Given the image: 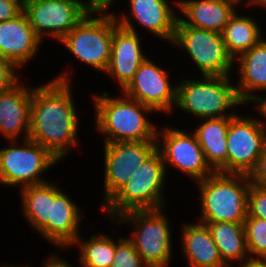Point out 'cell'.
Listing matches in <instances>:
<instances>
[{
  "label": "cell",
  "mask_w": 266,
  "mask_h": 267,
  "mask_svg": "<svg viewBox=\"0 0 266 267\" xmlns=\"http://www.w3.org/2000/svg\"><path fill=\"white\" fill-rule=\"evenodd\" d=\"M72 70L63 69L48 82L33 86L30 106L29 138L61 163L82 143L78 136L81 112L73 98Z\"/></svg>",
  "instance_id": "6da1fadb"
},
{
  "label": "cell",
  "mask_w": 266,
  "mask_h": 267,
  "mask_svg": "<svg viewBox=\"0 0 266 267\" xmlns=\"http://www.w3.org/2000/svg\"><path fill=\"white\" fill-rule=\"evenodd\" d=\"M120 92L117 96L107 90L92 94L93 128L101 133L102 143L156 140L158 122L154 124L150 117L157 113Z\"/></svg>",
  "instance_id": "7a4b0ae2"
},
{
  "label": "cell",
  "mask_w": 266,
  "mask_h": 267,
  "mask_svg": "<svg viewBox=\"0 0 266 267\" xmlns=\"http://www.w3.org/2000/svg\"><path fill=\"white\" fill-rule=\"evenodd\" d=\"M233 77H181L177 81L176 104L171 115L179 109L184 115H193L194 120L235 116L245 104L237 94Z\"/></svg>",
  "instance_id": "3957f363"
},
{
  "label": "cell",
  "mask_w": 266,
  "mask_h": 267,
  "mask_svg": "<svg viewBox=\"0 0 266 267\" xmlns=\"http://www.w3.org/2000/svg\"><path fill=\"white\" fill-rule=\"evenodd\" d=\"M251 185L247 174L214 172L196 182L201 223L232 222L244 224L248 215V193ZM200 197V198H199Z\"/></svg>",
  "instance_id": "277c9868"
},
{
  "label": "cell",
  "mask_w": 266,
  "mask_h": 267,
  "mask_svg": "<svg viewBox=\"0 0 266 267\" xmlns=\"http://www.w3.org/2000/svg\"><path fill=\"white\" fill-rule=\"evenodd\" d=\"M167 172L162 156L156 150L129 181L101 208L104 217L115 220L132 210H158L168 207L165 192ZM166 186V187H165ZM165 194V195H164Z\"/></svg>",
  "instance_id": "5b68a950"
},
{
  "label": "cell",
  "mask_w": 266,
  "mask_h": 267,
  "mask_svg": "<svg viewBox=\"0 0 266 267\" xmlns=\"http://www.w3.org/2000/svg\"><path fill=\"white\" fill-rule=\"evenodd\" d=\"M166 210H132L123 213L111 223L127 225L133 243L141 259L148 267H168L171 264L174 246L173 231ZM169 219V220H168Z\"/></svg>",
  "instance_id": "8992f818"
},
{
  "label": "cell",
  "mask_w": 266,
  "mask_h": 267,
  "mask_svg": "<svg viewBox=\"0 0 266 267\" xmlns=\"http://www.w3.org/2000/svg\"><path fill=\"white\" fill-rule=\"evenodd\" d=\"M114 14L89 12L59 43L95 71L105 73L111 57Z\"/></svg>",
  "instance_id": "52a82bcc"
},
{
  "label": "cell",
  "mask_w": 266,
  "mask_h": 267,
  "mask_svg": "<svg viewBox=\"0 0 266 267\" xmlns=\"http://www.w3.org/2000/svg\"><path fill=\"white\" fill-rule=\"evenodd\" d=\"M8 147L0 148V184L7 188L22 189L49 180L46 172L60 163L46 148L32 141H6Z\"/></svg>",
  "instance_id": "ba28073f"
},
{
  "label": "cell",
  "mask_w": 266,
  "mask_h": 267,
  "mask_svg": "<svg viewBox=\"0 0 266 267\" xmlns=\"http://www.w3.org/2000/svg\"><path fill=\"white\" fill-rule=\"evenodd\" d=\"M172 45L189 56L199 76H233L235 60L227 51L222 33L186 26L178 18Z\"/></svg>",
  "instance_id": "9c48e42d"
},
{
  "label": "cell",
  "mask_w": 266,
  "mask_h": 267,
  "mask_svg": "<svg viewBox=\"0 0 266 267\" xmlns=\"http://www.w3.org/2000/svg\"><path fill=\"white\" fill-rule=\"evenodd\" d=\"M161 127L157 131V150L162 156L167 175L170 174V168L176 169L195 183L215 172L206 162L204 152L191 130L189 132L185 131L186 128L179 129L166 124Z\"/></svg>",
  "instance_id": "30bf717a"
},
{
  "label": "cell",
  "mask_w": 266,
  "mask_h": 267,
  "mask_svg": "<svg viewBox=\"0 0 266 267\" xmlns=\"http://www.w3.org/2000/svg\"><path fill=\"white\" fill-rule=\"evenodd\" d=\"M101 208L129 181L157 150L156 140L103 143Z\"/></svg>",
  "instance_id": "8fae6325"
},
{
  "label": "cell",
  "mask_w": 266,
  "mask_h": 267,
  "mask_svg": "<svg viewBox=\"0 0 266 267\" xmlns=\"http://www.w3.org/2000/svg\"><path fill=\"white\" fill-rule=\"evenodd\" d=\"M24 12L43 42L58 43L89 13L83 0H24Z\"/></svg>",
  "instance_id": "7c38bea8"
},
{
  "label": "cell",
  "mask_w": 266,
  "mask_h": 267,
  "mask_svg": "<svg viewBox=\"0 0 266 267\" xmlns=\"http://www.w3.org/2000/svg\"><path fill=\"white\" fill-rule=\"evenodd\" d=\"M237 113L227 133V173L249 175L266 147V129L252 116Z\"/></svg>",
  "instance_id": "4fadbf2b"
},
{
  "label": "cell",
  "mask_w": 266,
  "mask_h": 267,
  "mask_svg": "<svg viewBox=\"0 0 266 267\" xmlns=\"http://www.w3.org/2000/svg\"><path fill=\"white\" fill-rule=\"evenodd\" d=\"M169 73L147 57L122 92L159 115L169 116L173 113L177 93V81L173 84Z\"/></svg>",
  "instance_id": "5bb4252c"
},
{
  "label": "cell",
  "mask_w": 266,
  "mask_h": 267,
  "mask_svg": "<svg viewBox=\"0 0 266 267\" xmlns=\"http://www.w3.org/2000/svg\"><path fill=\"white\" fill-rule=\"evenodd\" d=\"M128 2L127 11L121 12L122 14L113 12L119 25L134 32H138L139 29L136 27L140 26L145 33L153 35L154 39L157 37L158 40L170 43L169 45L173 43L178 19L176 13L178 0H128Z\"/></svg>",
  "instance_id": "9a60e30c"
},
{
  "label": "cell",
  "mask_w": 266,
  "mask_h": 267,
  "mask_svg": "<svg viewBox=\"0 0 266 267\" xmlns=\"http://www.w3.org/2000/svg\"><path fill=\"white\" fill-rule=\"evenodd\" d=\"M59 183L51 181V219L37 235L52 244L58 251L69 250L81 234V220L84 211Z\"/></svg>",
  "instance_id": "2e32d148"
},
{
  "label": "cell",
  "mask_w": 266,
  "mask_h": 267,
  "mask_svg": "<svg viewBox=\"0 0 266 267\" xmlns=\"http://www.w3.org/2000/svg\"><path fill=\"white\" fill-rule=\"evenodd\" d=\"M141 40L139 32L122 27L114 16L111 57L104 76L107 75L110 80L115 81L121 91L133 79L139 66L149 57L142 47Z\"/></svg>",
  "instance_id": "e0dca14e"
},
{
  "label": "cell",
  "mask_w": 266,
  "mask_h": 267,
  "mask_svg": "<svg viewBox=\"0 0 266 267\" xmlns=\"http://www.w3.org/2000/svg\"><path fill=\"white\" fill-rule=\"evenodd\" d=\"M42 45L24 11L14 19L0 22V55L18 70L37 57Z\"/></svg>",
  "instance_id": "ac0fdd59"
},
{
  "label": "cell",
  "mask_w": 266,
  "mask_h": 267,
  "mask_svg": "<svg viewBox=\"0 0 266 267\" xmlns=\"http://www.w3.org/2000/svg\"><path fill=\"white\" fill-rule=\"evenodd\" d=\"M32 90L33 86L21 78L11 88L0 91V135L7 141L29 138Z\"/></svg>",
  "instance_id": "d6986e66"
},
{
  "label": "cell",
  "mask_w": 266,
  "mask_h": 267,
  "mask_svg": "<svg viewBox=\"0 0 266 267\" xmlns=\"http://www.w3.org/2000/svg\"><path fill=\"white\" fill-rule=\"evenodd\" d=\"M240 0H178V18L194 28L223 32ZM241 6V7H240Z\"/></svg>",
  "instance_id": "ffe728a7"
},
{
  "label": "cell",
  "mask_w": 266,
  "mask_h": 267,
  "mask_svg": "<svg viewBox=\"0 0 266 267\" xmlns=\"http://www.w3.org/2000/svg\"><path fill=\"white\" fill-rule=\"evenodd\" d=\"M185 223V224H184ZM180 248L186 258V267H228L206 224L199 221L180 224ZM183 249V250H182Z\"/></svg>",
  "instance_id": "44dd1931"
},
{
  "label": "cell",
  "mask_w": 266,
  "mask_h": 267,
  "mask_svg": "<svg viewBox=\"0 0 266 267\" xmlns=\"http://www.w3.org/2000/svg\"><path fill=\"white\" fill-rule=\"evenodd\" d=\"M235 67L233 71L239 77L235 80L237 94L246 104L256 93L266 90V38L241 54L235 60Z\"/></svg>",
  "instance_id": "7402d4cb"
},
{
  "label": "cell",
  "mask_w": 266,
  "mask_h": 267,
  "mask_svg": "<svg viewBox=\"0 0 266 267\" xmlns=\"http://www.w3.org/2000/svg\"><path fill=\"white\" fill-rule=\"evenodd\" d=\"M233 116L198 120L194 130L206 159L215 172L227 173V133Z\"/></svg>",
  "instance_id": "603a6c76"
},
{
  "label": "cell",
  "mask_w": 266,
  "mask_h": 267,
  "mask_svg": "<svg viewBox=\"0 0 266 267\" xmlns=\"http://www.w3.org/2000/svg\"><path fill=\"white\" fill-rule=\"evenodd\" d=\"M203 224L207 225L222 261L228 267L234 266L236 262L240 265L251 261L246 245L244 224L232 222Z\"/></svg>",
  "instance_id": "cb8c5ba5"
},
{
  "label": "cell",
  "mask_w": 266,
  "mask_h": 267,
  "mask_svg": "<svg viewBox=\"0 0 266 267\" xmlns=\"http://www.w3.org/2000/svg\"><path fill=\"white\" fill-rule=\"evenodd\" d=\"M236 12L224 27L222 37L228 53L236 60L241 54L249 51L263 38L264 31L254 15Z\"/></svg>",
  "instance_id": "d4e9b609"
},
{
  "label": "cell",
  "mask_w": 266,
  "mask_h": 267,
  "mask_svg": "<svg viewBox=\"0 0 266 267\" xmlns=\"http://www.w3.org/2000/svg\"><path fill=\"white\" fill-rule=\"evenodd\" d=\"M107 233L98 232L90 234L88 239H84L82 233L70 246L78 248L77 260L80 267H111L116 253V245L123 239ZM82 235V236H81ZM112 237V238H111ZM117 239H113V238Z\"/></svg>",
  "instance_id": "484cf974"
},
{
  "label": "cell",
  "mask_w": 266,
  "mask_h": 267,
  "mask_svg": "<svg viewBox=\"0 0 266 267\" xmlns=\"http://www.w3.org/2000/svg\"><path fill=\"white\" fill-rule=\"evenodd\" d=\"M21 214L36 233H40L51 219V181L19 190Z\"/></svg>",
  "instance_id": "4316f807"
},
{
  "label": "cell",
  "mask_w": 266,
  "mask_h": 267,
  "mask_svg": "<svg viewBox=\"0 0 266 267\" xmlns=\"http://www.w3.org/2000/svg\"><path fill=\"white\" fill-rule=\"evenodd\" d=\"M244 230L250 259L266 261V220L246 217Z\"/></svg>",
  "instance_id": "83f0119b"
},
{
  "label": "cell",
  "mask_w": 266,
  "mask_h": 267,
  "mask_svg": "<svg viewBox=\"0 0 266 267\" xmlns=\"http://www.w3.org/2000/svg\"><path fill=\"white\" fill-rule=\"evenodd\" d=\"M111 267H148L141 259L133 243L127 238L116 245L115 258Z\"/></svg>",
  "instance_id": "f1b7e54d"
},
{
  "label": "cell",
  "mask_w": 266,
  "mask_h": 267,
  "mask_svg": "<svg viewBox=\"0 0 266 267\" xmlns=\"http://www.w3.org/2000/svg\"><path fill=\"white\" fill-rule=\"evenodd\" d=\"M266 220V189L250 185L248 193V215Z\"/></svg>",
  "instance_id": "f546056e"
},
{
  "label": "cell",
  "mask_w": 266,
  "mask_h": 267,
  "mask_svg": "<svg viewBox=\"0 0 266 267\" xmlns=\"http://www.w3.org/2000/svg\"><path fill=\"white\" fill-rule=\"evenodd\" d=\"M21 72L0 55V91L9 89L16 84L21 79Z\"/></svg>",
  "instance_id": "4dcf8cb0"
},
{
  "label": "cell",
  "mask_w": 266,
  "mask_h": 267,
  "mask_svg": "<svg viewBox=\"0 0 266 267\" xmlns=\"http://www.w3.org/2000/svg\"><path fill=\"white\" fill-rule=\"evenodd\" d=\"M24 11V0H0V22L14 19Z\"/></svg>",
  "instance_id": "1f68e13d"
},
{
  "label": "cell",
  "mask_w": 266,
  "mask_h": 267,
  "mask_svg": "<svg viewBox=\"0 0 266 267\" xmlns=\"http://www.w3.org/2000/svg\"><path fill=\"white\" fill-rule=\"evenodd\" d=\"M249 176L251 184L266 189V147L258 160L256 168Z\"/></svg>",
  "instance_id": "d6a6232c"
},
{
  "label": "cell",
  "mask_w": 266,
  "mask_h": 267,
  "mask_svg": "<svg viewBox=\"0 0 266 267\" xmlns=\"http://www.w3.org/2000/svg\"><path fill=\"white\" fill-rule=\"evenodd\" d=\"M263 92L266 93V90L260 91V94L256 93L246 102L245 106L253 104L251 109L254 108L255 112L259 115L258 118L256 117V119L266 129V95L265 93L263 94Z\"/></svg>",
  "instance_id": "836d02e7"
},
{
  "label": "cell",
  "mask_w": 266,
  "mask_h": 267,
  "mask_svg": "<svg viewBox=\"0 0 266 267\" xmlns=\"http://www.w3.org/2000/svg\"><path fill=\"white\" fill-rule=\"evenodd\" d=\"M89 12L110 13L117 0H83ZM114 4V5H113Z\"/></svg>",
  "instance_id": "e575fe53"
},
{
  "label": "cell",
  "mask_w": 266,
  "mask_h": 267,
  "mask_svg": "<svg viewBox=\"0 0 266 267\" xmlns=\"http://www.w3.org/2000/svg\"><path fill=\"white\" fill-rule=\"evenodd\" d=\"M58 253H50L47 255V257H44V260H42L43 264L41 267H73V264H70L66 258L61 256ZM65 259V260H64Z\"/></svg>",
  "instance_id": "d590c367"
},
{
  "label": "cell",
  "mask_w": 266,
  "mask_h": 267,
  "mask_svg": "<svg viewBox=\"0 0 266 267\" xmlns=\"http://www.w3.org/2000/svg\"><path fill=\"white\" fill-rule=\"evenodd\" d=\"M244 1H245V3H243L244 4L243 6L245 8H247V6L248 7L252 6L253 8L254 7L255 8L256 7H258V8L260 7L261 8L262 7V8H264L266 10V0H241V3L244 2Z\"/></svg>",
  "instance_id": "8d00e7d4"
},
{
  "label": "cell",
  "mask_w": 266,
  "mask_h": 267,
  "mask_svg": "<svg viewBox=\"0 0 266 267\" xmlns=\"http://www.w3.org/2000/svg\"><path fill=\"white\" fill-rule=\"evenodd\" d=\"M237 267H266V261L251 260L249 262L238 265Z\"/></svg>",
  "instance_id": "74e56055"
},
{
  "label": "cell",
  "mask_w": 266,
  "mask_h": 267,
  "mask_svg": "<svg viewBox=\"0 0 266 267\" xmlns=\"http://www.w3.org/2000/svg\"><path fill=\"white\" fill-rule=\"evenodd\" d=\"M6 263H8V262H5V263H1L0 264V267H30V266H32V265H28L27 263L26 264H21V265H16V264H10V263H8V264H6Z\"/></svg>",
  "instance_id": "f35d334b"
}]
</instances>
